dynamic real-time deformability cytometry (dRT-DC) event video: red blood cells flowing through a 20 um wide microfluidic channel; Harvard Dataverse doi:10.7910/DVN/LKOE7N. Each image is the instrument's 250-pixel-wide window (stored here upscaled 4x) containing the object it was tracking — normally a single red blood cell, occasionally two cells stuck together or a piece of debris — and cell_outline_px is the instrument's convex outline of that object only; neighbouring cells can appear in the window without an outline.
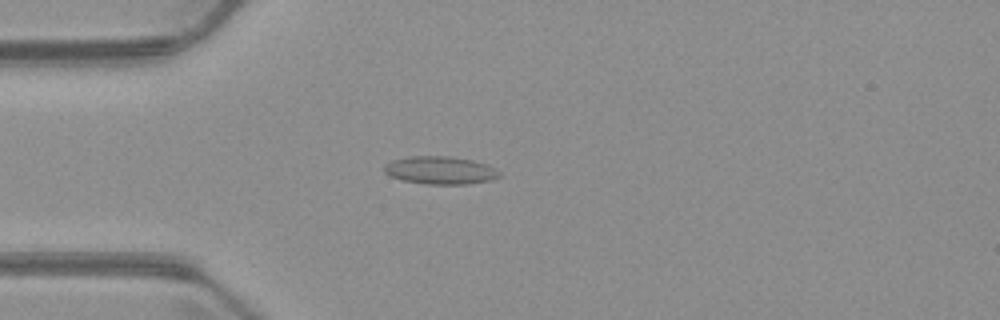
{"species": "common noctule bat (a hibernating species)", "species_latin": "Nyctalus noctula", "temperature_condition": "warm", "stored_images_in_passage": 3, "camera_frame_rate_fps": 3000, "um_per_image_px": 0.085, "animal": {"sex": "male", "body_mass_g": 23.1, "forearm_length_mm": 52.7}, "frame": {"image": 1, "passage_image": 3, "time_ms": 3.333, "image_size_px": [1000, 320], "cell_outline_px": [[500, 176], [492, 180], [468, 184], [424, 184], [404, 180], [392, 176], [384, 172], [384, 164], [392, 160], [408, 156], [448, 156], [472, 160], [488, 164], [496, 168], [500, 172]], "centroid_in_image_um": [37.45, 14.47], "position_along_channel_um": 47.6, "area_um2": 18.79}}